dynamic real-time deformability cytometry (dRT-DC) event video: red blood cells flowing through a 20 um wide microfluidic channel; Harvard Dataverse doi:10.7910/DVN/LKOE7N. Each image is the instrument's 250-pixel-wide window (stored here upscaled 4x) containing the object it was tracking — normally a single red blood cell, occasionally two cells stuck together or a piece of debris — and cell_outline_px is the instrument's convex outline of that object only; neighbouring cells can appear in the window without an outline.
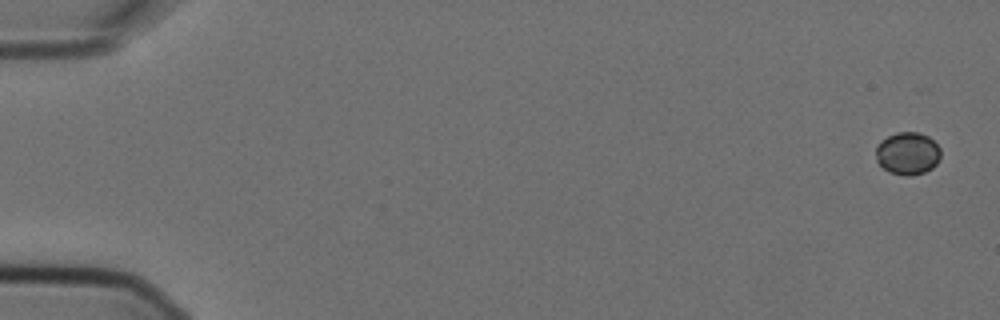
{"species": "Egyptian fruit bat (a non-hibernating species)", "species_latin": "Rousettus aegyptiacus", "temperature_condition": "cold", "stored_images_in_passage": 5, "camera_frame_rate_fps": 3000, "um_per_image_px": 0.085, "animal": {"sex": "female"}, "frame": {"image": 1, "passage_image": 1, "time_ms": 0.0, "image_size_px": [1000, 320], "cell_outline_px": [[940, 160], [932, 168], [924, 172], [908, 176], [904, 176], [888, 172], [876, 160], [876, 144], [880, 140], [896, 132], [920, 132], [928, 136], [940, 148]], "centroid_in_image_um": [77.13, 13.03], "position_along_channel_um": 7.9, "area_um2": 16.24}}